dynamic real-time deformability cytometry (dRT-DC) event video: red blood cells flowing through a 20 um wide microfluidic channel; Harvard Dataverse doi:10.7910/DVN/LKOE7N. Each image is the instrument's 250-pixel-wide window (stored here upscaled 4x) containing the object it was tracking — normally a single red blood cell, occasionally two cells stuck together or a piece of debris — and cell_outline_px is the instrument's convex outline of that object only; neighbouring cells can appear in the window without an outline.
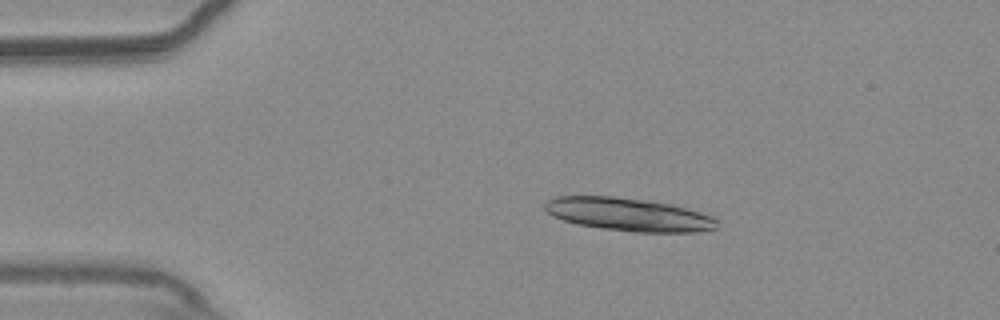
{"species": "common noctule bat (a hibernating species)", "species_latin": "Nyctalus noctula", "temperature_condition": "warm", "stored_images_in_passage": 44, "segment_of_instrument_passage": [1, 2], "camera_frame_rate_fps": 3000, "um_per_image_px": 0.085, "animal": {"sex": "male", "body_mass_g": 20.4}, "frame": {"image": 1, "passage_image": 1, "time_ms": 0.0, "image_size_px": [1000, 320], "cell_outline_px": [[716, 228], [696, 232], [636, 232], [600, 228], [576, 224], [552, 216], [544, 208], [544, 204], [548, 200], [556, 196], [612, 196], [644, 200], [672, 204], [700, 212], [712, 216], [716, 220]], "centroid_in_image_um": [53.4, 18.23], "position_along_channel_um": 31.6, "area_um2": 33.06}}